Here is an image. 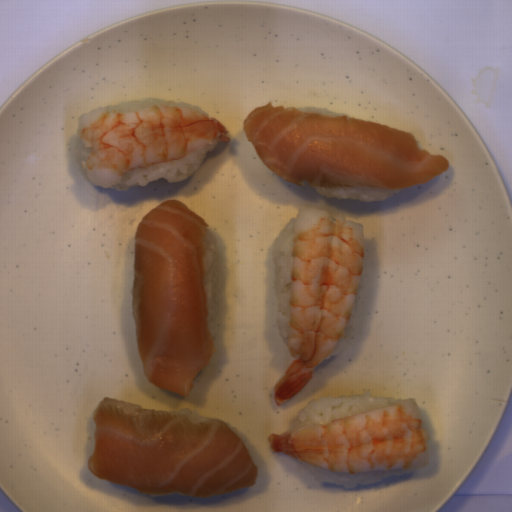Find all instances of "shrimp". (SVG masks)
Returning <instances> with one entry per match:
<instances>
[{"label":"shrimp","instance_id":"obj_3","mask_svg":"<svg viewBox=\"0 0 512 512\" xmlns=\"http://www.w3.org/2000/svg\"><path fill=\"white\" fill-rule=\"evenodd\" d=\"M79 138L91 149L80 162L86 178L108 189L133 169L179 161L214 140L231 142L223 122L199 110L160 104L104 111L82 128Z\"/></svg>","mask_w":512,"mask_h":512},{"label":"shrimp","instance_id":"obj_1","mask_svg":"<svg viewBox=\"0 0 512 512\" xmlns=\"http://www.w3.org/2000/svg\"><path fill=\"white\" fill-rule=\"evenodd\" d=\"M289 267L288 337L293 361L273 386L276 405L295 398L341 340L366 260L363 225L300 207Z\"/></svg>","mask_w":512,"mask_h":512},{"label":"shrimp","instance_id":"obj_2","mask_svg":"<svg viewBox=\"0 0 512 512\" xmlns=\"http://www.w3.org/2000/svg\"><path fill=\"white\" fill-rule=\"evenodd\" d=\"M431 438L414 398L328 424L268 435L271 451L345 475L425 467L433 459Z\"/></svg>","mask_w":512,"mask_h":512}]
</instances>
